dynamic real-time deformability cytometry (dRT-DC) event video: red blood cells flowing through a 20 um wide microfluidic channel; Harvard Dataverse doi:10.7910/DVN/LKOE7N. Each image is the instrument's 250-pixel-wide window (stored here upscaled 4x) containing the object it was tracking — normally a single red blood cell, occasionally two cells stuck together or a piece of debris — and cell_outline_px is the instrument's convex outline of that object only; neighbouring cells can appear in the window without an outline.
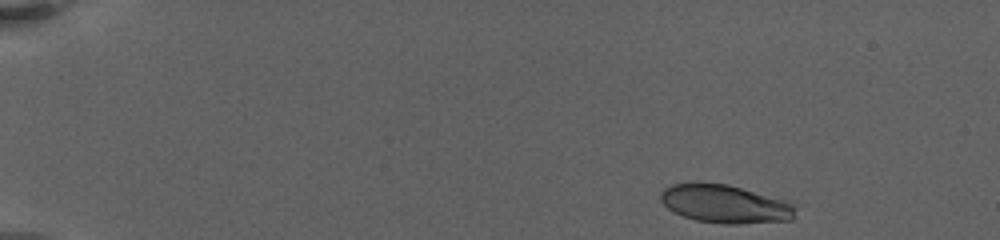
{"species": "human", "species_latin": "Homo sapiens", "temperature_condition": "warm", "stored_images_in_passage": 44, "camera_frame_rate_fps": 3000, "um_per_image_px": 0.085, "donor": {"sex": "female"}, "frame": {"image": 1, "passage_image": 1, "time_ms": 0.0, "image_size_px": [1000, 240], "cell_outline_px": [[796, 216], [792, 220], [740, 224], [724, 224], [696, 220], [684, 216], [668, 208], [660, 200], [660, 192], [664, 188], [672, 184], [728, 184], [788, 200], [796, 208]], "centroid_in_image_um": [61.7, 17.35], "position_along_channel_um": 23.3, "area_um2": 30.0}}
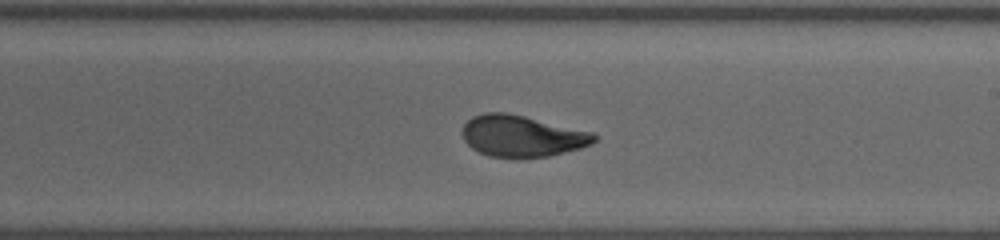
{"frame": {"image": 2, "passage_image": 25, "time_ms": 11.0, "image_size_px": [1000, 240], "cell_outline_px": [[596, 140], [592, 144], [580, 148], [548, 156], [520, 160], [516, 160], [488, 156], [472, 148], [464, 140], [460, 132], [464, 124], [472, 116], [484, 112], [508, 112], [596, 132]], "centroid_in_image_um": [44.36, 11.58], "position_along_channel_um": 244.6, "area_um2": 32.77}}
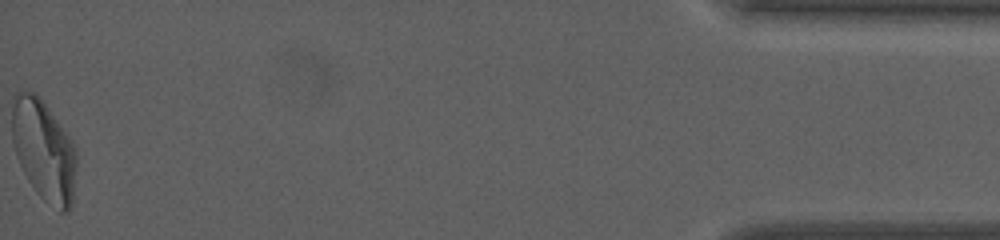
{"frame": {"image": 3, "passage_image": 44, "time_ms": 19.667, "image_size_px": [1000, 240], "cell_outline_px": [[76, 168], [72, 204], [68, 212], [60, 212], [44, 200], [36, 192], [28, 180], [16, 156], [12, 140], [12, 96], [20, 88], [24, 88], [36, 92], [40, 96], [72, 140], [76, 148]], "centroid_in_image_um": [3.71, 12.72], "position_along_channel_um": 431.5, "area_um2": 38.55}, "authors_computed_cell_mechanics": {"area_um2": 32.0501, "velocity_mm_per_s": 3.1201, "shape_relaxation_time_tau1_ms": 4.9873, "shape_relaxation_time_tau2_ms": 1.0903, "deformation_change_tau1": 0.188, "deformation_change_tau2": 0.0652}}